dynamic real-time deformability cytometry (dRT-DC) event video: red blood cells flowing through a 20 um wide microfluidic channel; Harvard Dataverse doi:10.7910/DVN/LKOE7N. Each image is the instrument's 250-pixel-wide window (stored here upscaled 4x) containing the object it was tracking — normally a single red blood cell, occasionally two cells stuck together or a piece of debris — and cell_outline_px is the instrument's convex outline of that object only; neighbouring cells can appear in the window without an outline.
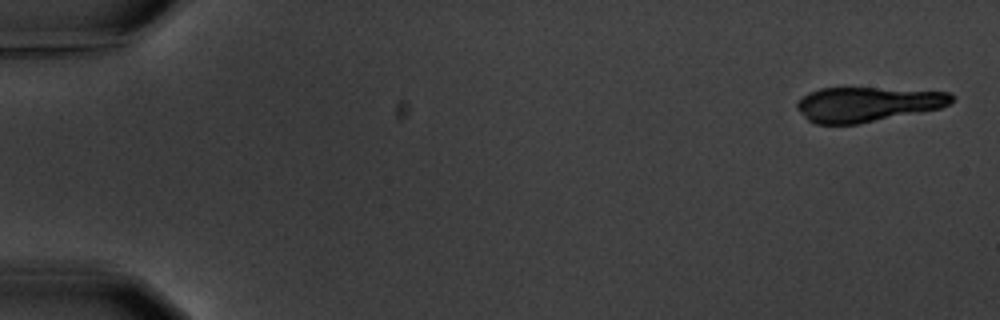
{"species": "common noctule bat (a hibernating species)", "species_latin": "Nyctalus noctula", "temperature_condition": "warm", "stored_images_in_passage": 5, "camera_frame_rate_fps": 3000, "um_per_image_px": 0.085, "animal": {"sex": "male", "body_mass_g": 20.1, "forearm_length_mm": 53.5}, "frame": {"image": 1, "passage_image": 1, "time_ms": 0.0, "image_size_px": [1000, 320], "cell_outline_px": [[952, 100], [948, 104], [940, 108], [856, 124], [816, 124], [808, 120], [796, 108], [796, 104], [808, 92], [820, 88], [876, 88], [948, 92], [952, 96]], "centroid_in_image_um": [73.67, 8.86], "position_along_channel_um": 11.3, "area_um2": 30.81}}